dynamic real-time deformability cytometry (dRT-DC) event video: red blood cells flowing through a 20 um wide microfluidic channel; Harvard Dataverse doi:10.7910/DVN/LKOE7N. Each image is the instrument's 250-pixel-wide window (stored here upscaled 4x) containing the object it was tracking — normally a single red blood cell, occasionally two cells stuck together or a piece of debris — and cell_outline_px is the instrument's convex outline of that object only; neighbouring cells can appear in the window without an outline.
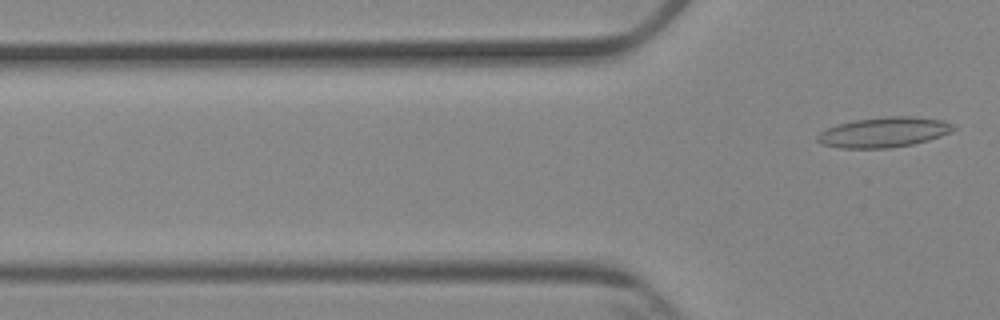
{"species": "Egyptian fruit bat (a non-hibernating species)", "species_latin": "Rousettus aegyptiacus", "temperature_condition": "cold", "stored_images_in_passage": 6, "camera_frame_rate_fps": 3000, "um_per_image_px": 0.085, "animal": {"sex": "female"}, "frame": {"image": 1, "passage_image": 6, "time_ms": 6.667, "image_size_px": [1000, 320], "cell_outline_px": [[956, 128], [940, 136], [928, 140], [912, 144], [892, 148], [840, 148], [820, 144], [816, 140], [816, 136], [820, 132], [836, 124], [852, 120], [888, 116], [916, 116], [940, 120], [952, 124]], "centroid_in_image_um": [75.07, 11.24], "position_along_channel_um": 50.7, "area_um2": 23.93}}